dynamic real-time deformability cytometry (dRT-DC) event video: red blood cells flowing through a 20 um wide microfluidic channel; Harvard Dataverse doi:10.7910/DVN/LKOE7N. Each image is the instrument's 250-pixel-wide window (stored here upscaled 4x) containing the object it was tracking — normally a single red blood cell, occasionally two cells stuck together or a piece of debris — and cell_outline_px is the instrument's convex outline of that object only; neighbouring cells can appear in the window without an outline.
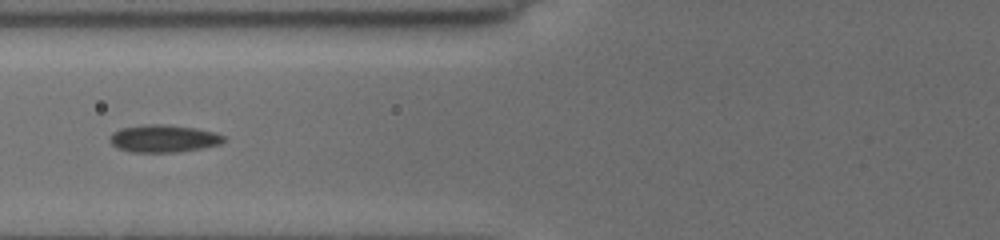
{"species": "common noctule bat (a hibernating species)", "species_latin": "Nyctalus noctula", "temperature_condition": "cold", "stored_images_in_passage": 10, "camera_frame_rate_fps": 3000, "um_per_image_px": 0.085, "animal": {"sex": "female", "body_mass_g": 19.5, "forearm_length_mm": 54.1}, "frame": {"image": 1, "passage_image": 9, "time_ms": 7.667, "image_size_px": [1000, 240], "cell_outline_px": [[224, 140], [220, 144], [200, 148], [176, 152], [132, 152], [120, 148], [112, 144], [108, 140], [108, 136], [112, 132], [120, 128], [144, 124], [164, 124], [196, 128], [212, 132], [224, 136]], "centroid_in_image_um": [13.84, 11.76], "position_along_channel_um": 112.0, "area_um2": 18.15}}